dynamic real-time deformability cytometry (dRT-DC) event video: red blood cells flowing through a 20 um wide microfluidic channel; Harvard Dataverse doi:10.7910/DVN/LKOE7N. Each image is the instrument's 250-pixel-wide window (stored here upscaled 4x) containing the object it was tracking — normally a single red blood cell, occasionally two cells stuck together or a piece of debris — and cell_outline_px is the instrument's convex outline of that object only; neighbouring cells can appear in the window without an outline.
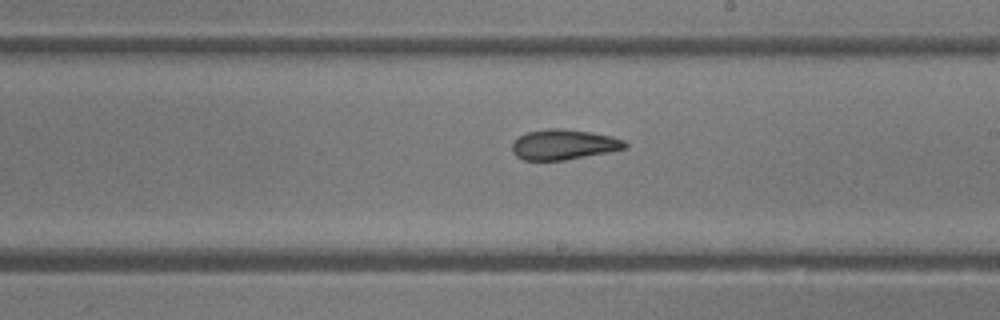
{"species": "common noctule bat (a hibernating species)", "species_latin": "Nyctalus noctula", "temperature_condition": "room temperature", "stored_images_in_passage": 30, "camera_frame_rate_fps": 3000, "um_per_image_px": 0.085, "animal": {"sex": "female"}, "frame": {"image": 1, "passage_image": 20, "time_ms": 6.333, "image_size_px": [1000, 320], "cell_outline_px": [[628, 148], [608, 152], [564, 160], [524, 160], [516, 156], [512, 152], [512, 144], [524, 132], [548, 128], [560, 128], [592, 132], [612, 136], [624, 140], [628, 144]], "centroid_in_image_um": [47.92, 12.28], "position_along_channel_um": 241.1, "area_um2": 20.0}}
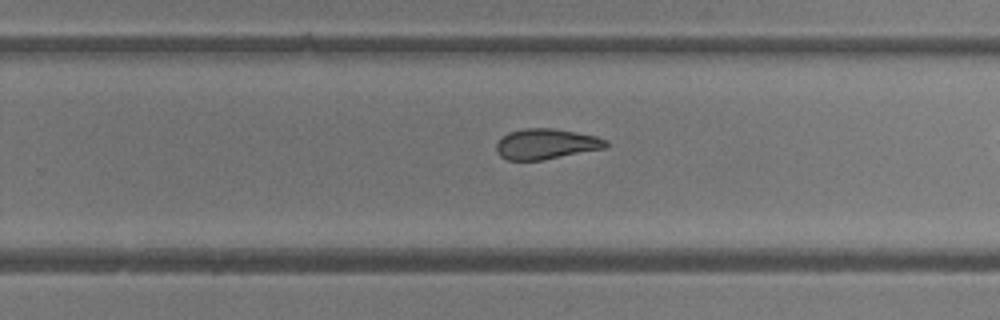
{"frame": {"image": 2, "passage_image": 23, "time_ms": 7.333, "image_size_px": [1000, 320], "cell_outline_px": [[608, 144], [604, 148], [544, 160], [508, 160], [500, 156], [496, 152], [496, 144], [508, 132], [524, 128], [552, 128], [576, 132], [596, 136], [608, 140]], "centroid_in_image_um": [46.41, 12.24], "position_along_channel_um": 283.4, "area_um2": 19.42}}